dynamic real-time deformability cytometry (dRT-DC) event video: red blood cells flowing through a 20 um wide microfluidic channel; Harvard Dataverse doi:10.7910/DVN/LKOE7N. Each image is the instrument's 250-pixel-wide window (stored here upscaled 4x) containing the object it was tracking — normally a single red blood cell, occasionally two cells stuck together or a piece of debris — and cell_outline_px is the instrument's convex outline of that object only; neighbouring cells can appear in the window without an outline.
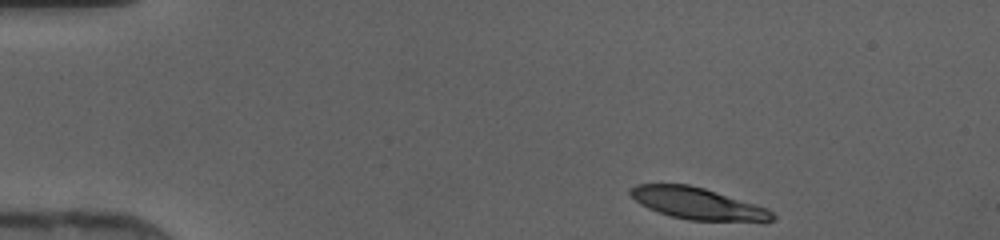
{"species": "human", "species_latin": "Homo sapiens", "temperature_condition": "cold", "stored_images_in_passage": 40, "camera_frame_rate_fps": 3000, "um_per_image_px": 0.085, "donor": {"sex": "female"}, "frame": {"image": 1, "passage_image": 1, "time_ms": 0.0, "image_size_px": [1000, 240], "cell_outline_px": [[776, 220], [764, 224], [688, 220], [672, 216], [648, 208], [640, 204], [628, 192], [628, 188], [636, 184], [688, 184], [704, 188], [768, 208], [776, 216]], "centroid_in_image_um": [59.43, 17.35], "position_along_channel_um": 25.6, "area_um2": 26.99}}
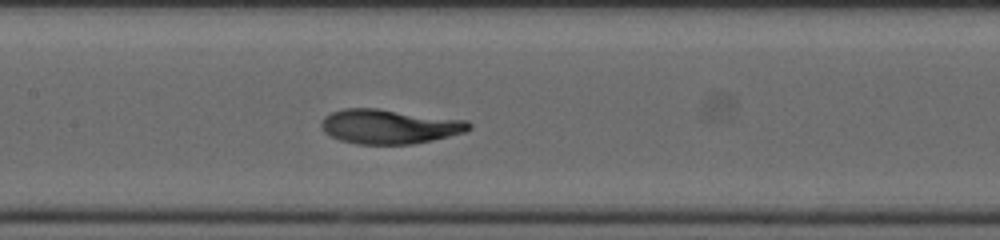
{"frame": {"image": 2, "passage_image": 17, "time_ms": 5.333, "image_size_px": [1000, 240], "cell_outline_px": [[472, 128], [464, 132], [432, 140], [412, 144], [356, 144], [340, 140], [324, 132], [320, 124], [324, 116], [332, 112], [344, 108], [376, 108], [468, 120], [472, 124]], "centroid_in_image_um": [33.1, 10.75], "position_along_channel_um": 174.3, "area_um2": 29.71}}
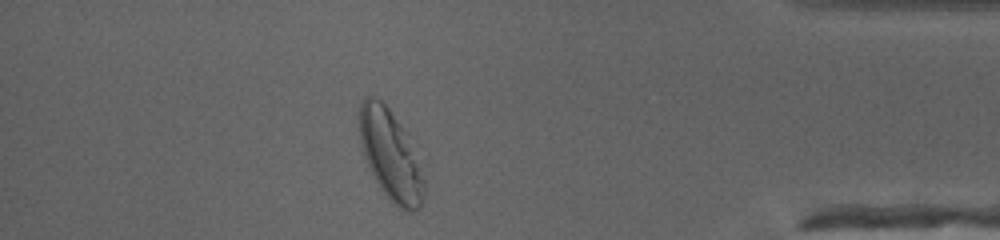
{"frame": {"image": 3, "passage_image": 35, "time_ms": 11.333, "image_size_px": [1000, 240], "cell_outline_px": [[424, 192], [420, 204], [412, 212], [408, 212], [400, 208], [380, 188], [364, 156], [360, 144], [360, 100], [364, 96], [372, 96], [380, 100], [388, 108], [400, 124], [420, 160], [424, 180]], "centroid_in_image_um": [33.19, 13.16], "position_along_channel_um": 402.0, "area_um2": 33.29}}